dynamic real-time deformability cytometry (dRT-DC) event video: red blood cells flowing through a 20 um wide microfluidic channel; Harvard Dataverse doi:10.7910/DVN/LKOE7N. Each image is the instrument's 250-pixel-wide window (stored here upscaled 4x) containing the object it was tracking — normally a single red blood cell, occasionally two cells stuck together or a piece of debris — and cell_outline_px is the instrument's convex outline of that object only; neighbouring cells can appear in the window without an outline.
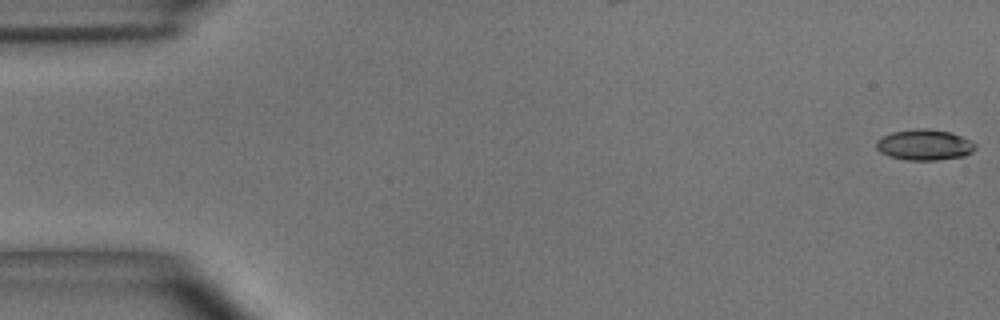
{"species": "common noctule bat (a hibernating species)", "species_latin": "Nyctalus noctula", "temperature_condition": "room temperature", "stored_images_in_passage": 55, "camera_frame_rate_fps": 3000, "um_per_image_px": 0.085, "animal": {"sex": "male", "body_mass_g": 15.6}, "frame": {"image": 1, "passage_image": 1, "time_ms": 0.0, "image_size_px": [1000, 320], "cell_outline_px": [[976, 148], [972, 152], [964, 156], [936, 160], [904, 160], [888, 156], [880, 152], [876, 148], [876, 140], [892, 132], [912, 128], [928, 128], [948, 132], [972, 140], [976, 144]], "centroid_in_image_um": [78.57, 12.31], "position_along_channel_um": 6.4, "area_um2": 17.92}}
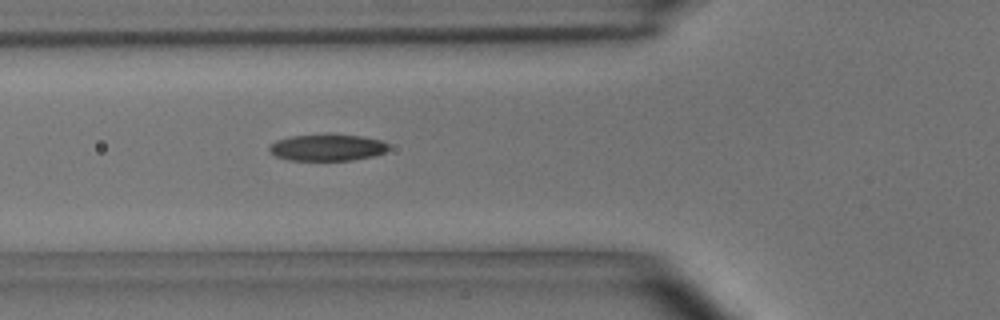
{"frame": {"image": 2, "passage_image": 20, "time_ms": 6.333, "image_size_px": [1000, 320], "cell_outline_px": [[388, 148], [384, 152], [372, 156], [352, 160], [288, 160], [276, 156], [268, 152], [268, 148], [276, 140], [292, 136], [360, 136], [384, 140], [388, 144]], "centroid_in_image_um": [27.81, 12.56], "position_along_channel_um": 98.0, "area_um2": 17.98}}
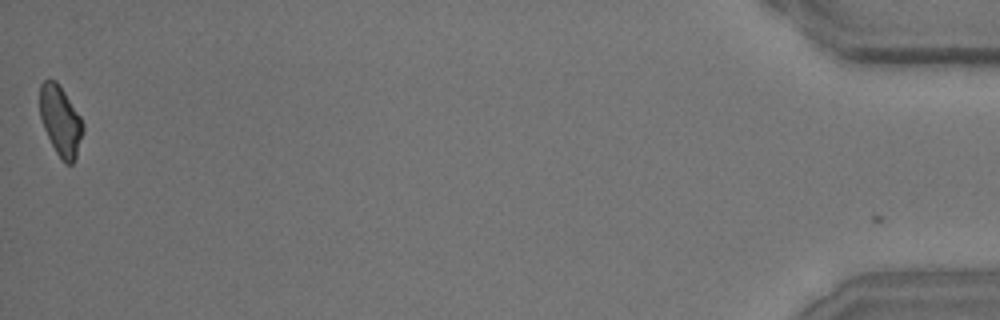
{"frame": {"image": 3, "passage_image": 55, "time_ms": 18.0, "image_size_px": [1000, 320], "cell_outline_px": [[84, 132], [76, 156], [72, 164], [64, 164], [56, 152], [44, 128], [40, 116], [40, 84], [48, 76], [56, 80], [80, 116], [84, 124]], "centroid_in_image_um": [5.14, 10.25], "position_along_channel_um": 430.1, "area_um2": 17.63}, "authors_computed_cell_mechanics": {"area_um2": 18.2648, "velocity_mm_per_s": 3.6483, "shape_relaxation_time_tau1_ms": 10.6871, "shape_relaxation_time_tau2_ms": 3.3503, "deformation_change_tau1": 0.2567, "deformation_change_tau2": 0.0959}}